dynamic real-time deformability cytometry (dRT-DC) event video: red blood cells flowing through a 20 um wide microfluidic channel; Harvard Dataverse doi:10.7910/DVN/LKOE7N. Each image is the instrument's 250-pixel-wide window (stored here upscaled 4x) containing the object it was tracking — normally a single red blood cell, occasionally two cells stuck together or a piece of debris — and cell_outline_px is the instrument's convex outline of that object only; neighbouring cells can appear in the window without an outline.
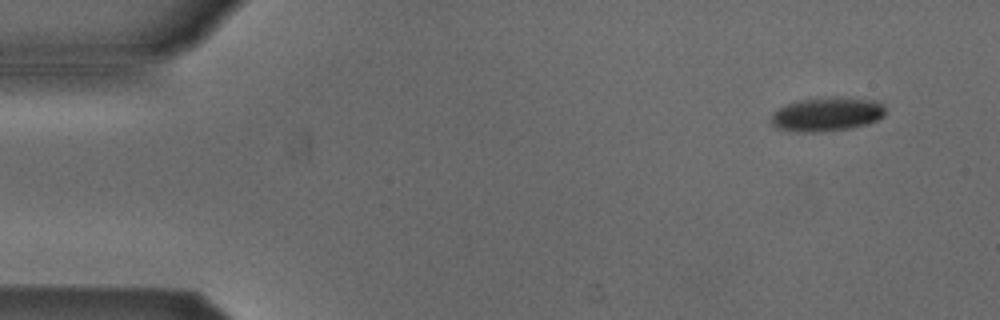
{"species": "Egyptian fruit bat (a non-hibernating species)", "species_latin": "Rousettus aegyptiacus", "temperature_condition": "cold", "stored_images_in_passage": 5, "camera_frame_rate_fps": 3000, "um_per_image_px": 0.085, "animal": {"sex": "male"}, "frame": {"image": 1, "passage_image": 1, "time_ms": 0.0, "image_size_px": [1000, 320], "cell_outline_px": [[884, 116], [868, 124], [852, 128], [820, 132], [796, 132], [776, 128], [772, 124], [772, 116], [780, 108], [788, 104], [804, 100], [836, 96], [876, 100], [884, 104]], "centroid_in_image_um": [70.34, 9.72], "position_along_channel_um": 14.7, "area_um2": 22.54}}
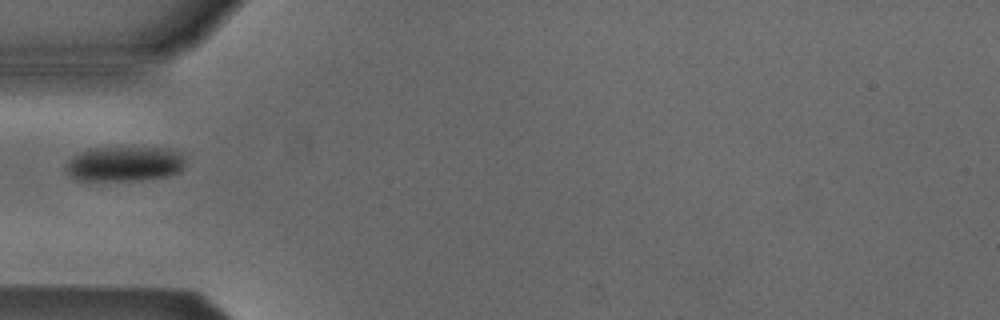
{"frame": {"image": 2, "passage_image": 4, "time_ms": 1.0, "image_size_px": [1000, 320], "cell_outline_px": [[188, 156], [184, 168], [180, 172], [168, 176], [144, 180], [76, 180], [68, 176], [64, 172], [64, 164], [72, 156], [88, 148], [172, 148]], "centroid_in_image_um": [10.61, 13.93], "position_along_channel_um": 74.4, "area_um2": 25.09}}
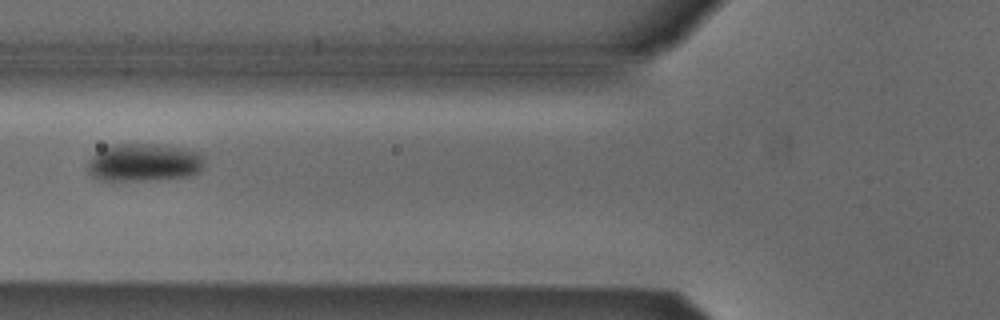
{"frame": {"image": 3, "passage_image": 5, "time_ms": 1.333, "image_size_px": [1000, 320], "cell_outline_px": [[204, 156], [200, 168], [196, 172], [188, 176], [112, 184], [96, 180], [88, 172], [88, 160], [96, 152], [104, 148], [116, 144], [152, 144], [184, 148], [200, 152]], "centroid_in_image_um": [12.13, 13.86], "position_along_channel_um": 113.7, "area_um2": 26.36}}